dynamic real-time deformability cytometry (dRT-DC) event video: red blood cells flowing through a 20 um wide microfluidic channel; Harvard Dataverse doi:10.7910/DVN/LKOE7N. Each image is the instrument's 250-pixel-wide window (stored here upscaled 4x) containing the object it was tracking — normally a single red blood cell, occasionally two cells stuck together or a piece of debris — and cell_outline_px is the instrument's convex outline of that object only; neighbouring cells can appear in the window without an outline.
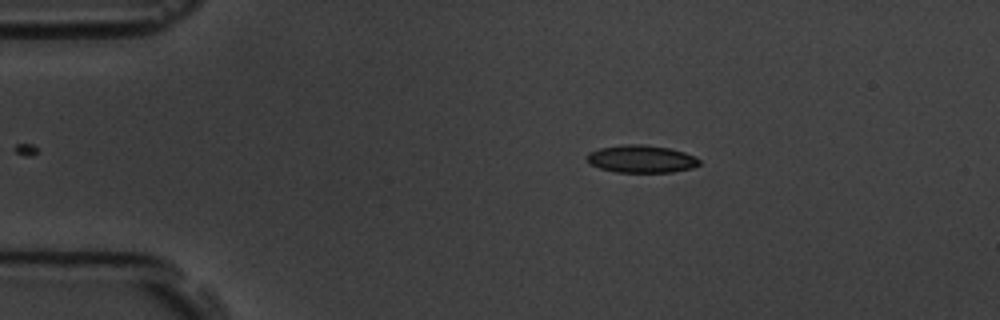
{"species": "common noctule bat (a hibernating species)", "species_latin": "Nyctalus noctula", "temperature_condition": "room temperature", "stored_images_in_passage": 4, "camera_frame_rate_fps": 3000, "um_per_image_px": 0.085, "animal": {"sex": "male", "body_mass_g": 19.5, "forearm_length_mm": 54.6}, "frame": {"image": 1, "passage_image": 2, "time_ms": 1.333, "image_size_px": [1000, 320], "cell_outline_px": [[700, 164], [692, 168], [672, 172], [616, 172], [600, 168], [588, 164], [584, 156], [588, 152], [600, 148], [624, 144], [644, 144], [668, 148], [684, 152], [696, 156], [700, 160]], "centroid_in_image_um": [54.48, 13.51], "position_along_channel_um": 30.5, "area_um2": 18.26}}